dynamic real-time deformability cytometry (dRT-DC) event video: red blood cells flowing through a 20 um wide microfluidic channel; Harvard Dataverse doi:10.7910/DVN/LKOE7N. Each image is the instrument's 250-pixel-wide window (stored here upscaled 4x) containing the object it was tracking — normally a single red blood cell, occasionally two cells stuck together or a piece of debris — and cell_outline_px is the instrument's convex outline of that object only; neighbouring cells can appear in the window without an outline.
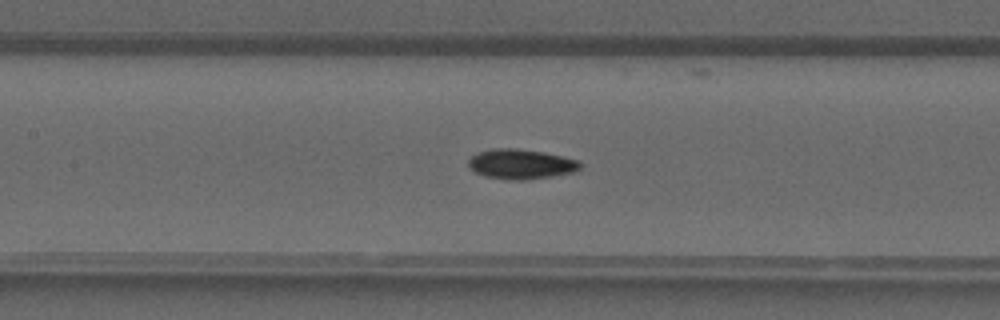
{"species": "common noctule bat (a hibernating species)", "species_latin": "Nyctalus noctula", "temperature_condition": "warm", "stored_images_in_passage": 40, "camera_frame_rate_fps": 3000, "um_per_image_px": 0.085, "animal": {"sex": "male", "forearm_length_mm": 52.5}, "frame": {"image": 1, "passage_image": 18, "time_ms": 5.667, "image_size_px": [1000, 320], "cell_outline_px": [[584, 164], [580, 168], [572, 172], [552, 176], [524, 180], [512, 180], [484, 176], [468, 168], [468, 160], [476, 152], [492, 148], [516, 148], [544, 152], [564, 156], [580, 160]], "centroid_in_image_um": [44.28, 13.93], "position_along_channel_um": 163.1, "area_um2": 19.71}}
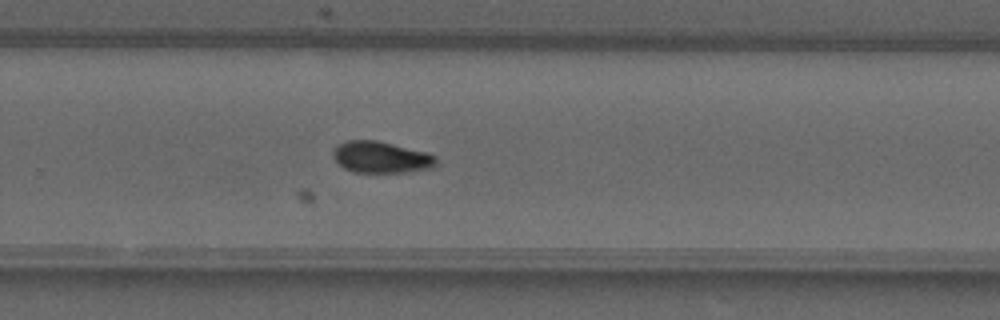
{"frame": {"image": 2, "passage_image": 26, "time_ms": 8.333, "image_size_px": [1000, 320], "cell_outline_px": [[436, 164], [432, 168], [404, 172], [352, 172], [344, 168], [332, 156], [332, 148], [336, 144], [348, 140], [376, 140], [428, 152], [436, 156]], "centroid_in_image_um": [32.36, 13.35], "position_along_channel_um": 297.4, "area_um2": 19.07}}
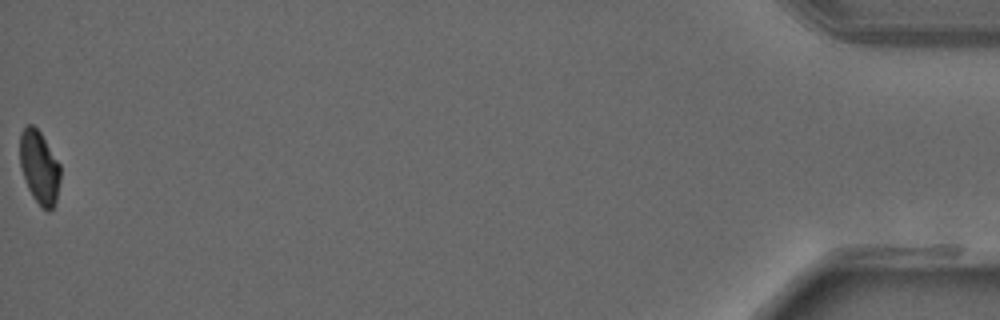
{"frame": {"image": 3, "passage_image": 40, "time_ms": 13.0, "image_size_px": [1000, 320], "cell_outline_px": [[60, 180], [56, 204], [48, 212], [32, 196], [28, 188], [20, 164], [20, 132], [28, 124], [32, 124], [40, 132], [60, 164]], "centroid_in_image_um": [3.36, 14.22], "position_along_channel_um": 431.8, "area_um2": 17.11}}